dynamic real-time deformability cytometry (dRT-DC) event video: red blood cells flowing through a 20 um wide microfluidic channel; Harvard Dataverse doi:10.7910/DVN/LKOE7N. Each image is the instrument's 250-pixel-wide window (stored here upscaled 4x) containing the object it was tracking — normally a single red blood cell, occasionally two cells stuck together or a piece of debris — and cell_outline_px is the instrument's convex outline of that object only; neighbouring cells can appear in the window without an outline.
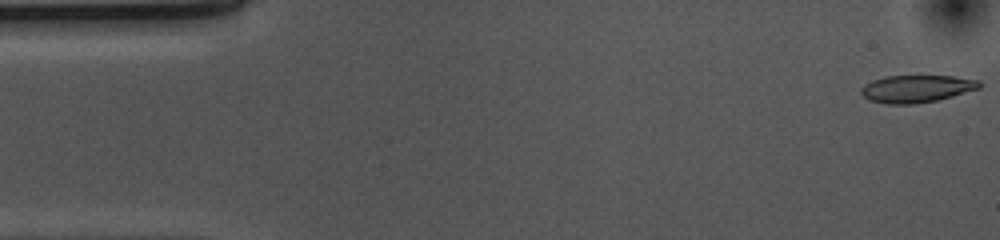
{"species": "common noctule bat (a hibernating species)", "species_latin": "Nyctalus noctula", "temperature_condition": "cold", "stored_images_in_passage": 53, "camera_frame_rate_fps": 3000, "um_per_image_px": 0.085, "animal": {"sex": "female", "body_mass_g": 10.0, "forearm_length_mm": 53.1}, "frame": {"image": 1, "passage_image": 1, "time_ms": 0.0, "image_size_px": [1000, 240], "cell_outline_px": [[980, 88], [952, 96], [936, 100], [912, 104], [888, 104], [868, 100], [860, 92], [860, 88], [864, 84], [872, 80], [884, 76], [952, 76], [980, 80]], "centroid_in_image_um": [77.87, 7.54], "position_along_channel_um": 7.1, "area_um2": 18.84}}
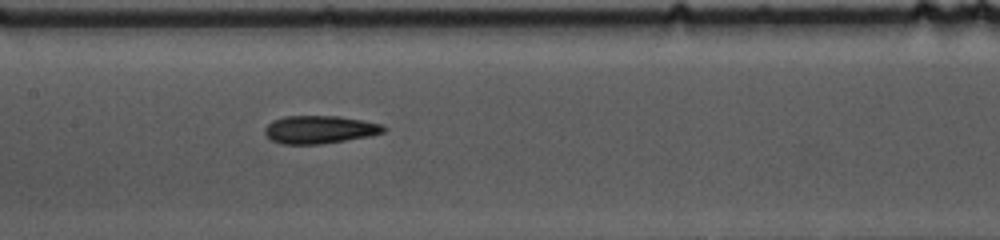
{"frame": {"image": 2, "passage_image": 24, "time_ms": 7.667, "image_size_px": [1000, 240], "cell_outline_px": [[388, 128], [384, 132], [372, 136], [320, 144], [280, 144], [272, 140], [264, 132], [264, 128], [272, 120], [284, 116], [340, 116], [364, 120], [384, 124]], "centroid_in_image_um": [27.21, 11.0], "position_along_channel_um": 180.2, "area_um2": 19.59}}
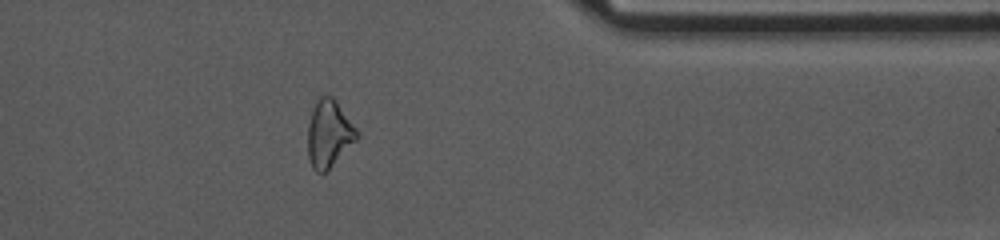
{"frame": {"image": 3, "passage_image": 42, "time_ms": 13.667, "image_size_px": [1000, 240], "cell_outline_px": [[360, 136], [324, 172], [316, 172], [312, 168], [308, 156], [308, 124], [316, 100], [320, 96], [332, 96], [336, 100], [360, 132]], "centroid_in_image_um": [27.97, 11.33], "position_along_channel_um": 383.4, "area_um2": 19.02}, "authors_computed_cell_mechanics": {"area_um2": 19.4786, "velocity_mm_per_s": 3.7012, "shape_relaxation_time_tau1_ms": 6.1823, "shape_relaxation_time_tau2_ms": 5.5831, "deformation_change_tau1": 0.1616, "deformation_change_tau2": 0.1419}}